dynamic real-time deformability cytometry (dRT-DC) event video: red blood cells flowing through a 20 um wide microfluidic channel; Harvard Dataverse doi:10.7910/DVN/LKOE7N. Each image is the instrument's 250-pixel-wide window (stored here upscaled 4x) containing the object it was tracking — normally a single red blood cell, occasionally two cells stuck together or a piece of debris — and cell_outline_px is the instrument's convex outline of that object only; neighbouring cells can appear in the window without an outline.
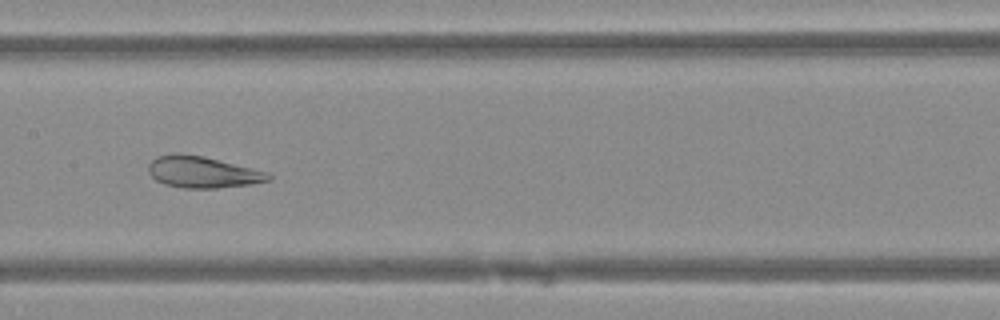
{"species": "Egyptian fruit bat (a non-hibernating species)", "species_latin": "Rousettus aegyptiacus", "temperature_condition": "warm", "stored_images_in_passage": 45, "camera_frame_rate_fps": 3000, "um_per_image_px": 0.085, "animal": {"sex": "female"}, "frame": {"image": 1, "passage_image": 21, "time_ms": 6.667, "image_size_px": [1000, 320], "cell_outline_px": [[272, 180], [252, 184], [216, 188], [184, 188], [164, 184], [156, 180], [148, 172], [148, 164], [156, 156], [176, 152], [204, 156], [268, 172], [272, 176]], "centroid_in_image_um": [17.21, 14.62], "position_along_channel_um": 190.2, "area_um2": 22.2}}
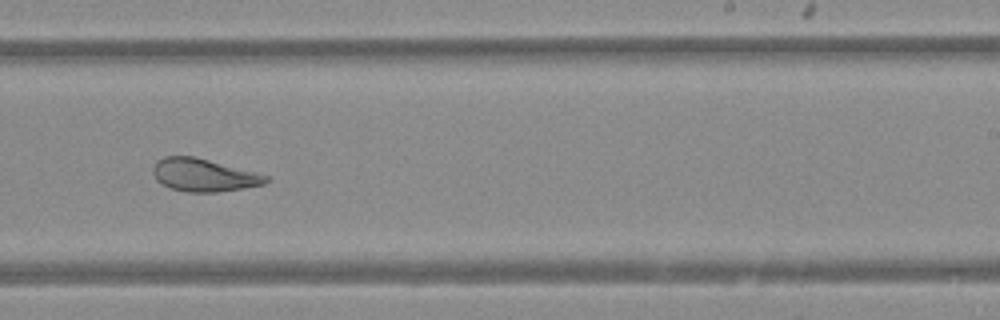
{"frame": {"image": 2, "passage_image": 27, "time_ms": 8.667, "image_size_px": [1000, 320], "cell_outline_px": [[272, 180], [264, 184], [244, 188], [216, 192], [188, 192], [168, 188], [156, 180], [152, 172], [152, 168], [156, 160], [164, 156], [192, 156], [256, 172], [268, 176]], "centroid_in_image_um": [17.29, 14.89], "position_along_channel_um": 271.7, "area_um2": 21.68}}
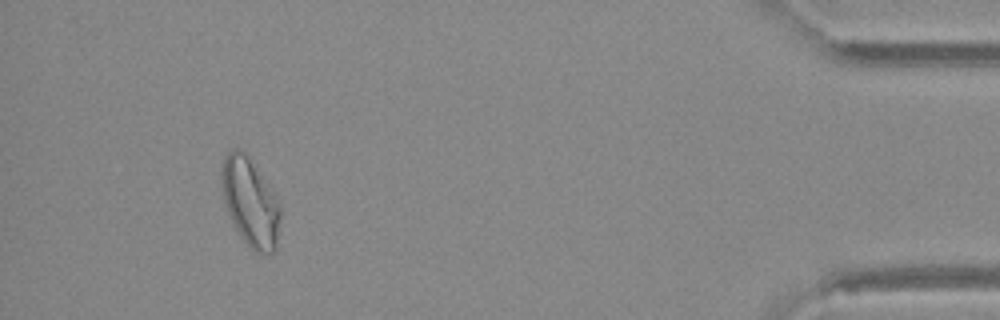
{"frame": {"image": 3, "passage_image": 42, "time_ms": 13.667, "image_size_px": [1000, 320], "cell_outline_px": [[280, 220], [276, 252], [260, 256], [252, 252], [240, 236], [228, 212], [224, 200], [220, 180], [220, 172], [224, 156], [232, 148], [240, 148], [248, 156], [272, 188], [280, 204]], "centroid_in_image_um": [21.29, 17.22], "position_along_channel_um": 413.9, "area_um2": 30.87}}